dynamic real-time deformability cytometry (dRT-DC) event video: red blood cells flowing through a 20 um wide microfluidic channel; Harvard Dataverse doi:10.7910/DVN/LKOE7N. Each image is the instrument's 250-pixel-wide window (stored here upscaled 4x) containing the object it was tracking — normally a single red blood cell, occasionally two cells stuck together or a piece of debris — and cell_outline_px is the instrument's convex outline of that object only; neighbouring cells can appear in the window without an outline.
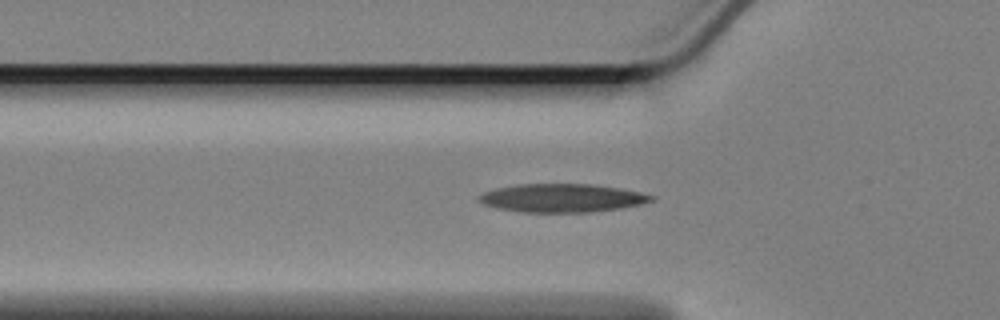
{"species": "Egyptian fruit bat (a non-hibernating species)", "species_latin": "Rousettus aegyptiacus", "temperature_condition": "cold", "stored_images_in_passage": 39, "camera_frame_rate_fps": 3000, "um_per_image_px": 0.085, "animal": {"sex": "female"}, "frame": {"image": 1, "passage_image": 2, "time_ms": 0.333, "image_size_px": [1000, 320], "cell_outline_px": [[656, 196], [652, 200], [640, 204], [620, 208], [592, 212], [520, 212], [496, 208], [484, 204], [476, 196], [484, 192], [500, 188], [520, 184], [592, 184], [620, 188], [640, 192]], "centroid_in_image_um": [47.78, 16.83], "position_along_channel_um": 78.0, "area_um2": 28.32}}
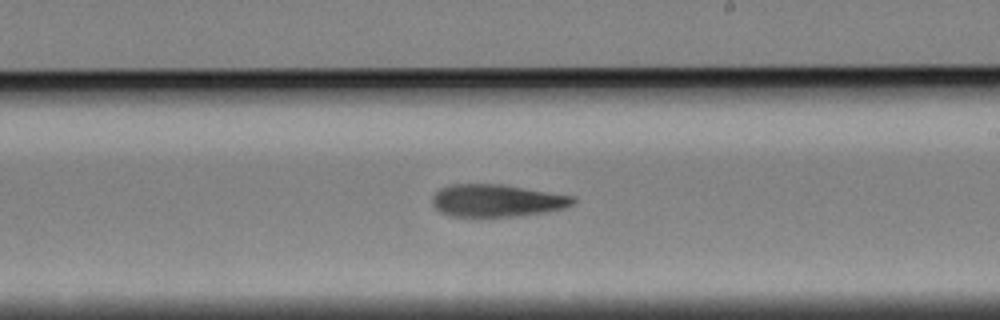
{"frame": {"image": 2, "passage_image": 17, "time_ms": 5.333, "image_size_px": [1000, 320], "cell_outline_px": [[576, 200], [572, 204], [564, 208], [544, 212], [516, 216], [448, 216], [440, 212], [432, 204], [432, 196], [440, 188], [452, 184], [500, 184], [576, 196]], "centroid_in_image_um": [42.22, 17.04], "position_along_channel_um": 246.8, "area_um2": 26.53}}
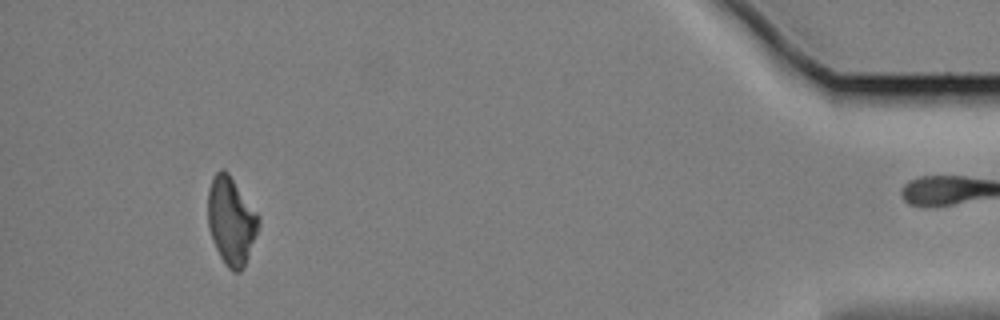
{"frame": {"image": 3, "passage_image": 38, "time_ms": 12.333, "image_size_px": [1000, 320], "cell_outline_px": [[260, 224], [244, 268], [240, 272], [232, 272], [224, 264], [212, 240], [208, 228], [208, 188], [212, 176], [220, 168], [224, 168], [228, 172], [260, 216]], "centroid_in_image_um": [19.64, 18.76], "position_along_channel_um": 415.6, "area_um2": 26.24}, "authors_computed_cell_mechanics": {"area_um2": 26.877, "velocity_mm_per_s": 3.351, "shape_relaxation_time_tau1_ms": 8.729, "shape_relaxation_time_tau2_ms": null, "deformation_change_tau1": 0.1873, "deformation_change_tau2": null}}